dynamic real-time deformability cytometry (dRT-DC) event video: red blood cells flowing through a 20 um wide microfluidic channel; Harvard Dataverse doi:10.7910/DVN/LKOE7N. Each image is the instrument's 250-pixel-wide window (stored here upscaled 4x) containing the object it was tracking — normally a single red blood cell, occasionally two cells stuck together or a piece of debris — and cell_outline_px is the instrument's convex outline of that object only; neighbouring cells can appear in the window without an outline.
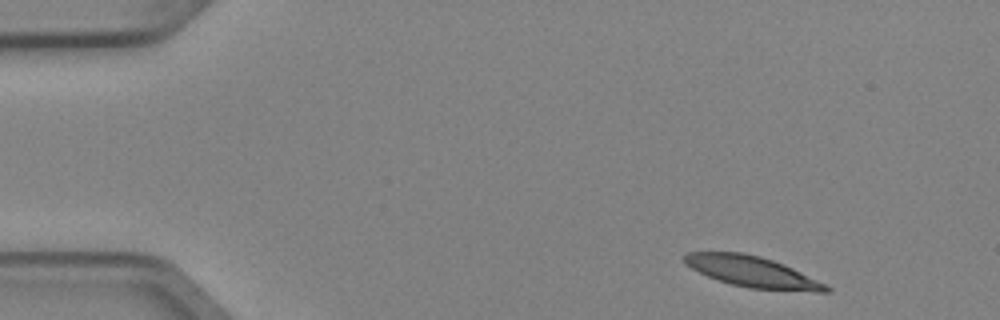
{"species": "Egyptian fruit bat (a non-hibernating species)", "species_latin": "Rousettus aegyptiacus", "temperature_condition": "cold", "stored_images_in_passage": 5, "camera_frame_rate_fps": 3000, "um_per_image_px": 0.085, "animal": {"sex": "female"}, "frame": {"image": 1, "passage_image": 1, "time_ms": 0.0, "image_size_px": [1000, 320], "cell_outline_px": [[832, 292], [816, 292], [748, 288], [732, 284], [708, 276], [684, 264], [684, 256], [688, 252], [744, 252], [760, 256], [784, 264], [832, 288]], "centroid_in_image_um": [63.95, 23.1], "position_along_channel_um": 21.1, "area_um2": 25.2}}
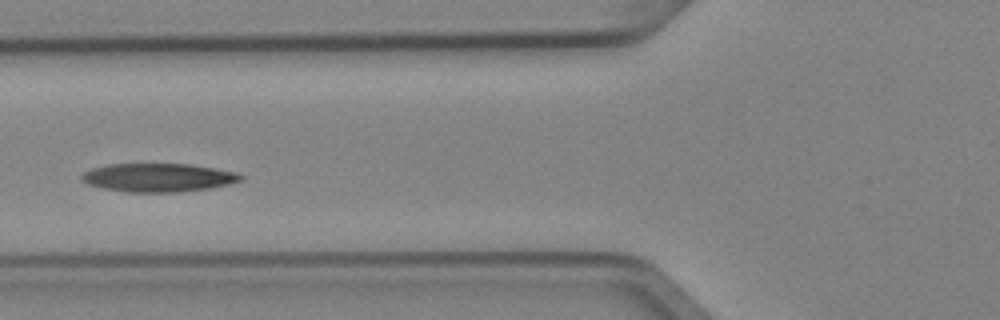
{"frame": {"image": 2, "passage_image": 5, "time_ms": 1.333, "image_size_px": [1000, 320], "cell_outline_px": [[244, 180], [212, 188], [180, 192], [128, 192], [104, 188], [88, 184], [80, 180], [80, 176], [84, 172], [92, 168], [108, 164], [192, 164], [216, 168], [236, 172], [244, 176]], "centroid_in_image_um": [13.48, 15.09], "position_along_channel_um": 112.3, "area_um2": 26.59}}